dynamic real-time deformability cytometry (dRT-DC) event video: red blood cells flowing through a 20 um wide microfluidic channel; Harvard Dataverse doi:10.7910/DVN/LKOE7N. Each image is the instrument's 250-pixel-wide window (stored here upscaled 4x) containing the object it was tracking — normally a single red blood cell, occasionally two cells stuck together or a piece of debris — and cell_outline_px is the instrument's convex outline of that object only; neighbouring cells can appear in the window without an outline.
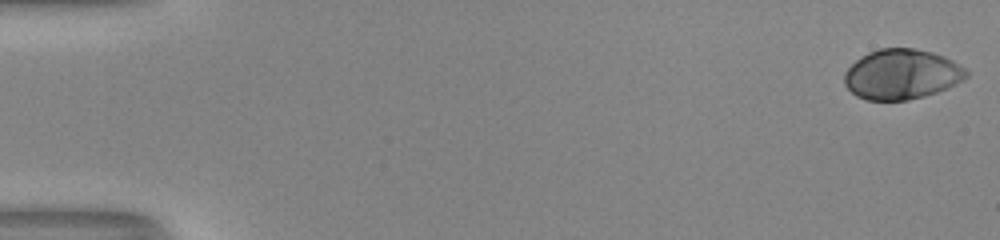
{"species": "human", "species_latin": "Homo sapiens", "temperature_condition": "room temperature", "stored_images_in_passage": 50, "camera_frame_rate_fps": 3000, "um_per_image_px": 0.085, "donor": {"sex": "male"}, "frame": {"image": 1, "passage_image": 1, "time_ms": 0.0, "image_size_px": [1000, 240], "cell_outline_px": [[968, 76], [964, 80], [948, 88], [924, 96], [908, 100], [868, 100], [856, 96], [844, 84], [844, 72], [860, 56], [868, 52], [880, 48], [916, 48], [932, 52], [944, 56], [952, 60], [964, 68], [968, 72]], "centroid_in_image_um": [76.64, 6.31], "position_along_channel_um": 8.4, "area_um2": 35.72}}
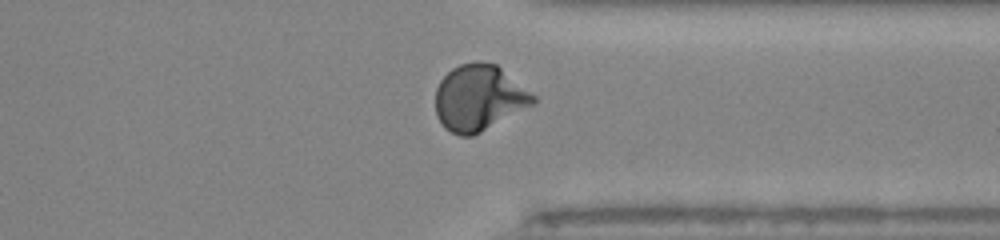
{"frame": {"image": 2, "passage_image": 41, "time_ms": 13.333, "image_size_px": [1000, 240], "cell_outline_px": [[536, 100], [532, 104], [480, 132], [472, 136], [460, 136], [444, 128], [436, 116], [436, 88], [440, 80], [452, 68], [460, 64], [476, 60], [480, 60], [496, 64], [536, 96]], "centroid_in_image_um": [40.67, 8.29], "position_along_channel_um": 370.7, "area_um2": 37.28}}
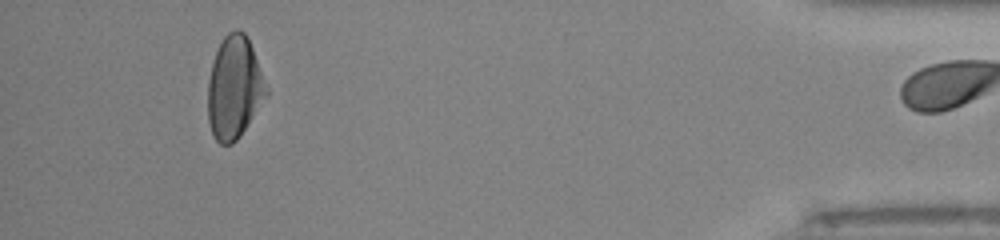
{"frame": {"image": 3, "passage_image": 49, "time_ms": 16.0, "image_size_px": [1000, 240], "cell_outline_px": [[268, 92], [240, 136], [232, 144], [220, 144], [212, 136], [208, 120], [208, 80], [212, 64], [216, 52], [224, 36], [228, 32], [236, 28], [240, 28], [244, 32], [252, 48], [268, 88]], "centroid_in_image_um": [19.89, 7.45], "position_along_channel_um": 415.3, "area_um2": 34.56}, "authors_computed_cell_mechanics": {"area_um2": 35.3736, "velocity_mm_per_s": 4.0784, "shape_relaxation_time_tau1_ms": 3.6658, "shape_relaxation_time_tau2_ms": null, "deformation_change_tau1": 0.1851, "deformation_change_tau2": null}}